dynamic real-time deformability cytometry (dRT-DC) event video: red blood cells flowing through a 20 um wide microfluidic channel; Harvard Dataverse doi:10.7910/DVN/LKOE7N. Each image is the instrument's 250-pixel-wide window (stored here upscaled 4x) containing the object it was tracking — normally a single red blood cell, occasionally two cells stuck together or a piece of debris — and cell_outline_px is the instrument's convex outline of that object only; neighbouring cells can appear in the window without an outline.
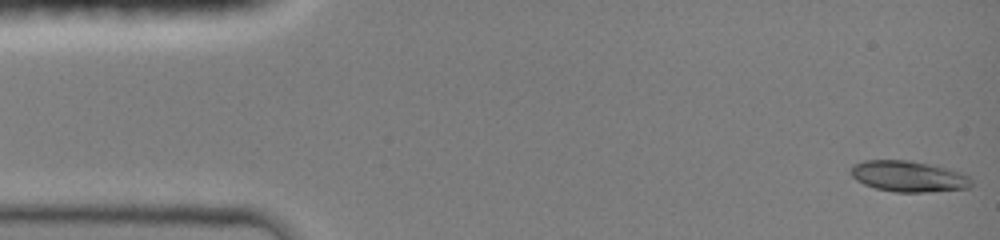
{"species": "common noctule bat (a hibernating species)", "species_latin": "Nyctalus noctula", "temperature_condition": "room temperature", "stored_images_in_passage": 43, "camera_frame_rate_fps": 3000, "um_per_image_px": 0.085, "animal": {"sex": "female", "body_mass_g": 19.0, "forearm_length_mm": 51.5}, "frame": {"image": 1, "passage_image": 1, "time_ms": 0.0, "image_size_px": [1000, 240], "cell_outline_px": [[972, 184], [968, 188], [924, 192], [896, 192], [876, 188], [864, 184], [856, 180], [852, 176], [852, 168], [856, 164], [864, 160], [904, 160], [944, 168], [968, 176]], "centroid_in_image_um": [77.18, 15.0], "position_along_channel_um": 7.8, "area_um2": 21.04}}
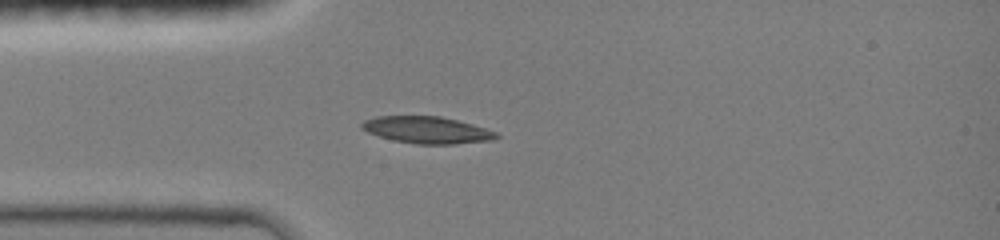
{"frame": {"image": 2, "passage_image": 28, "time_ms": 3.667, "image_size_px": [1000, 240], "cell_outline_px": [[500, 136], [492, 140], [452, 144], [416, 144], [392, 140], [368, 132], [360, 128], [360, 124], [364, 120], [376, 116], [440, 116], [472, 124], [496, 132]], "centroid_in_image_um": [36.26, 11.05], "position_along_channel_um": 48.7, "area_um2": 20.98}}
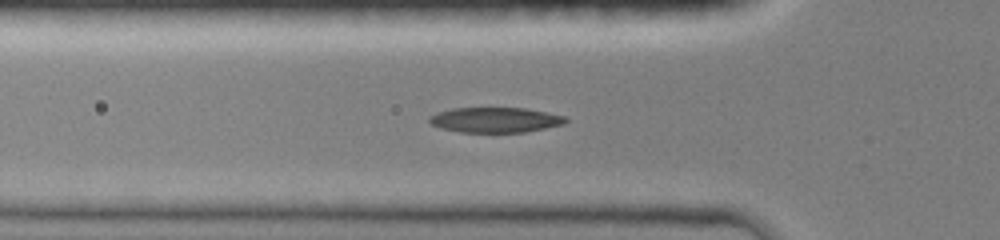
{"frame": {"image": 3, "passage_image": 36, "time_ms": 4.667, "image_size_px": [1000, 240], "cell_outline_px": [[568, 120], [564, 124], [524, 132], [460, 132], [440, 128], [432, 124], [428, 120], [428, 116], [452, 108], [524, 108], [564, 116]], "centroid_in_image_um": [42.06, 10.19], "position_along_channel_um": 83.7, "area_um2": 19.77}}